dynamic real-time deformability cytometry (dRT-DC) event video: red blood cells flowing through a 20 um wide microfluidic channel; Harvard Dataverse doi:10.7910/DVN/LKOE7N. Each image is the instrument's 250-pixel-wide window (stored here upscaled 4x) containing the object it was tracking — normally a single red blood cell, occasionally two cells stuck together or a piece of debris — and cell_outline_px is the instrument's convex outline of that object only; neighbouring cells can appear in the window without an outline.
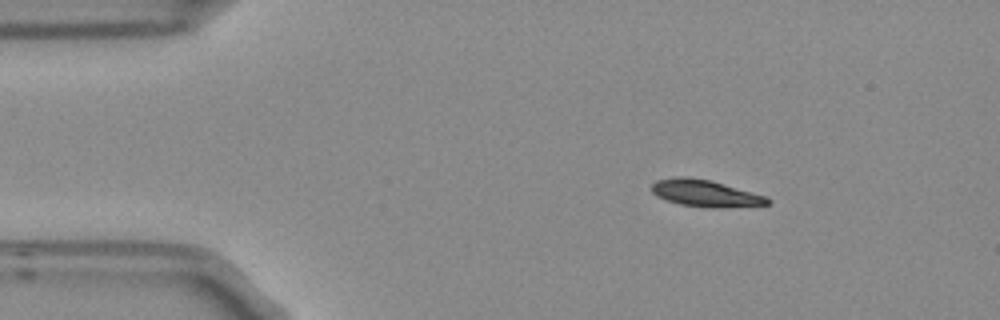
{"species": "Egyptian fruit bat (a non-hibernating species)", "species_latin": "Rousettus aegyptiacus", "temperature_condition": "room temperature", "stored_images_in_passage": 3, "camera_frame_rate_fps": 3000, "um_per_image_px": 0.085, "frame": {"image": 1, "passage_image": 1, "time_ms": 0.0, "image_size_px": [1000, 320], "cell_outline_px": [[772, 200], [768, 204], [720, 208], [712, 208], [680, 204], [656, 196], [652, 192], [652, 184], [656, 180], [680, 176], [688, 176], [712, 180], [768, 196]], "centroid_in_image_um": [59.99, 16.42], "position_along_channel_um": 25.0, "area_um2": 18.26}}